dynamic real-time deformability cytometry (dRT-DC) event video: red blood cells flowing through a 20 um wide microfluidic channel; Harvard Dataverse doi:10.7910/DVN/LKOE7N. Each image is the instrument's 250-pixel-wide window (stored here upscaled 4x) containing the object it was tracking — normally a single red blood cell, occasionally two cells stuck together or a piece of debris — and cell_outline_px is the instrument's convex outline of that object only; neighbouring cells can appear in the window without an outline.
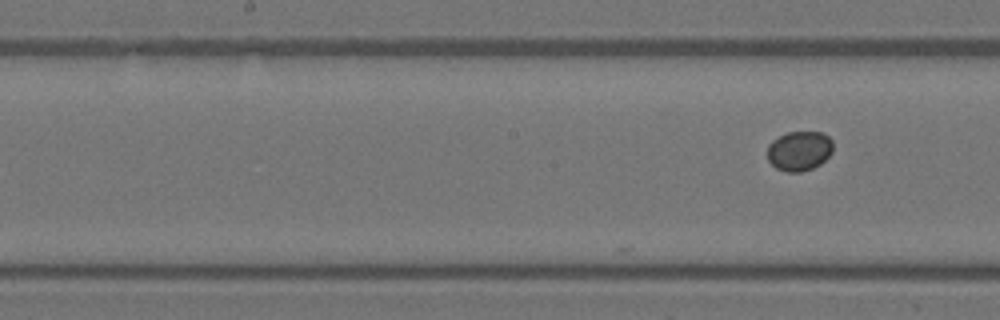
{"species": "Egyptian fruit bat (a non-hibernating species)", "species_latin": "Rousettus aegyptiacus", "temperature_condition": "warm", "stored_images_in_passage": 14, "camera_frame_rate_fps": 3000, "um_per_image_px": 0.085, "animal": {"sex": "female"}, "frame": {"image": 1, "passage_image": 14, "time_ms": 4.333, "image_size_px": [1000, 320], "cell_outline_px": [[832, 152], [820, 164], [812, 168], [800, 172], [788, 172], [776, 168], [768, 160], [768, 144], [772, 140], [788, 132], [824, 132], [832, 140]], "centroid_in_image_um": [67.94, 12.82], "position_along_channel_um": 180.3, "area_um2": 15.14}}